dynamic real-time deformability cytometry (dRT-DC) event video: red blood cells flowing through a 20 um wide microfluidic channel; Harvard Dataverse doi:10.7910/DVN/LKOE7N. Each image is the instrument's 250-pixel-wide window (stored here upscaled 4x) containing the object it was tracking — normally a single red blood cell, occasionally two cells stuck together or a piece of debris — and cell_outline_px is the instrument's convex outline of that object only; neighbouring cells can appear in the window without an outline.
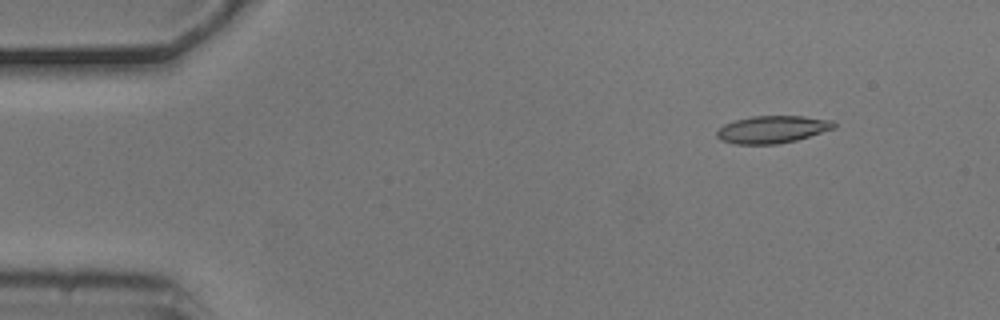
{"species": "common noctule bat (a hibernating species)", "species_latin": "Nyctalus noctula", "temperature_condition": "cold", "stored_images_in_passage": 4, "camera_frame_rate_fps": 3000, "um_per_image_px": 0.085, "animal": {"sex": "male", "body_mass_g": 20.5, "forearm_length_mm": 52.5}, "frame": {"image": 1, "passage_image": 2, "time_ms": 0.333, "image_size_px": [1000, 320], "cell_outline_px": [[836, 128], [796, 140], [776, 144], [736, 144], [720, 140], [716, 136], [716, 132], [724, 124], [736, 120], [752, 116], [804, 116], [832, 120], [836, 124]], "centroid_in_image_um": [65.66, 11.0], "position_along_channel_um": 19.3, "area_um2": 18.67}}